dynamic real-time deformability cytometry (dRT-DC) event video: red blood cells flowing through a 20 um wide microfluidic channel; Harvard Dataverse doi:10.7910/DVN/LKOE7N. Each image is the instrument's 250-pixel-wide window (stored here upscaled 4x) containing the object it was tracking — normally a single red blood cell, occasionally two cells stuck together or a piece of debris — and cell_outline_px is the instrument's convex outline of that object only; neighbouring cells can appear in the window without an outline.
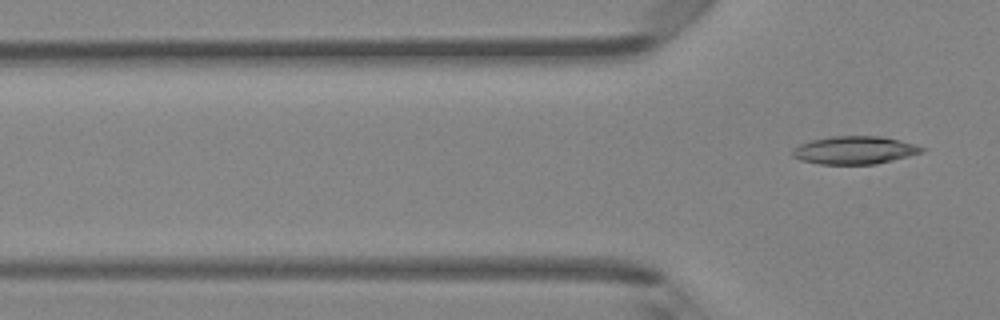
{"species": "Egyptian fruit bat (a non-hibernating species)", "species_latin": "Rousettus aegyptiacus", "temperature_condition": "room temperature", "stored_images_in_passage": 5, "camera_frame_rate_fps": 3000, "um_per_image_px": 0.085, "animal": {"sex": "female"}, "frame": {"image": 1, "passage_image": 5, "time_ms": 1.333, "image_size_px": [1000, 320], "cell_outline_px": [[924, 152], [876, 164], [820, 164], [800, 160], [792, 156], [792, 148], [800, 144], [812, 140], [832, 136], [880, 136], [900, 140], [916, 144], [924, 148]], "centroid_in_image_um": [72.63, 12.76], "position_along_channel_um": 53.2, "area_um2": 21.04}}